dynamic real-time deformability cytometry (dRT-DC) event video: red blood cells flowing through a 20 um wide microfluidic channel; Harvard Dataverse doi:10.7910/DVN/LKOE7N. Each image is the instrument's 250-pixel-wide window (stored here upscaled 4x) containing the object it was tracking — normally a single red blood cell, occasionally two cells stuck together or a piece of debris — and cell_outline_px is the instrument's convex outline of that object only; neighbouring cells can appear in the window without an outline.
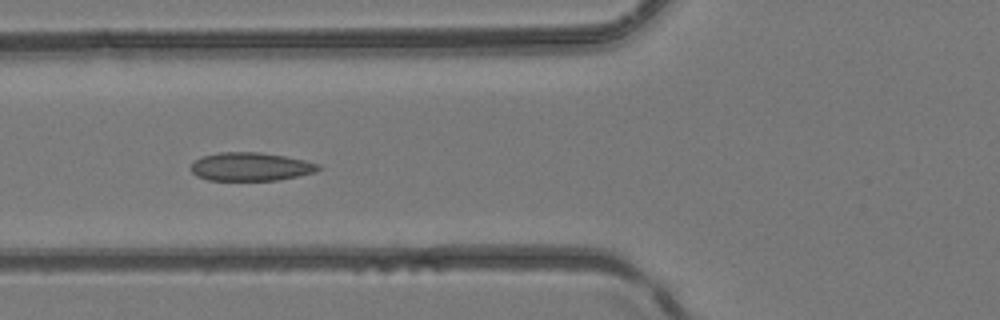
{"species": "common noctule bat (a hibernating species)", "species_latin": "Nyctalus noctula", "temperature_condition": "room temperature", "stored_images_in_passage": 6, "camera_frame_rate_fps": 3000, "um_per_image_px": 0.085, "animal": {"sex": "female", "body_mass_g": 24.6, "forearm_length_mm": 56.2}, "frame": {"image": 1, "passage_image": 6, "time_ms": 1.667, "image_size_px": [1000, 320], "cell_outline_px": [[324, 168], [316, 172], [276, 180], [208, 180], [196, 176], [192, 172], [192, 164], [196, 160], [204, 156], [220, 152], [260, 152], [284, 156], [304, 160], [320, 164]], "centroid_in_image_um": [21.35, 14.17], "position_along_channel_um": 104.5, "area_um2": 20.98}}